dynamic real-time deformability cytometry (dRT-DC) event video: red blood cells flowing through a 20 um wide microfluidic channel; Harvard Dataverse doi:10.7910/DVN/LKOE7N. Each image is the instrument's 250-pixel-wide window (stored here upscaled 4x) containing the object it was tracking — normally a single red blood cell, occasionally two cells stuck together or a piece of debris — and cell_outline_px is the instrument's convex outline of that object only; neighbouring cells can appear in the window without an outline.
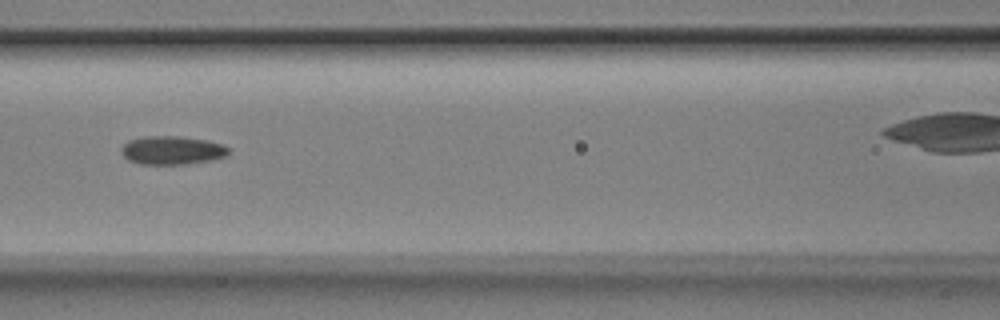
{"species": "Egyptian fruit bat (a non-hibernating species)", "species_latin": "Rousettus aegyptiacus", "temperature_condition": "room temperature", "stored_images_in_passage": 7, "segment_of_instrument_passage": [1, 2], "camera_frame_rate_fps": 3000, "um_per_image_px": 0.085, "animal": {"sex": "male"}, "frame": {"image": 1, "passage_image": 6, "time_ms": 1.667, "image_size_px": [1000, 320], "cell_outline_px": [[232, 148], [228, 156], [212, 160], [184, 164], [140, 164], [128, 160], [120, 152], [120, 148], [128, 140], [144, 136], [180, 136], [208, 140], [224, 144]], "centroid_in_image_um": [14.67, 12.76], "position_along_channel_um": 151.9, "area_um2": 18.21}}